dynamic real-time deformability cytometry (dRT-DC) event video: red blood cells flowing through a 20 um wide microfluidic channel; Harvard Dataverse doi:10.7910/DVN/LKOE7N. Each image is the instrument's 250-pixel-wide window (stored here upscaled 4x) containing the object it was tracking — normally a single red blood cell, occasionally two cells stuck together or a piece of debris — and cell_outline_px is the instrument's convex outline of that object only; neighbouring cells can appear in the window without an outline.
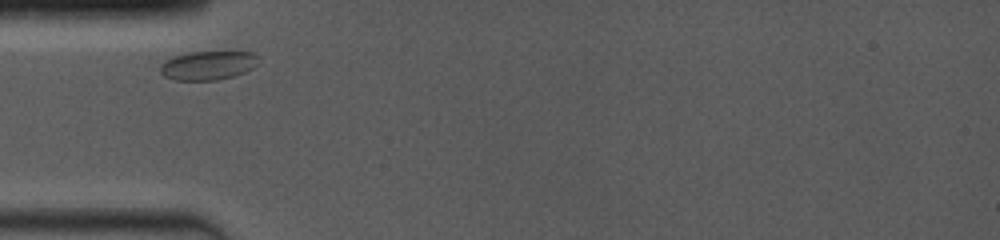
{"species": "common noctule bat (a hibernating species)", "species_latin": "Nyctalus noctula", "temperature_condition": "room temperature", "stored_images_in_passage": 27, "camera_frame_rate_fps": 4000, "um_per_image_px": 0.085, "animal": {"sex": "female", "body_mass_g": 19.0, "forearm_length_mm": 53.3}, "frame": {"image": 1, "passage_image": 1, "time_ms": 0.0, "image_size_px": [1000, 240], "cell_outline_px": [[260, 56], [252, 68], [244, 72], [220, 80], [176, 80], [164, 76], [160, 72], [160, 64], [164, 60], [188, 52], [256, 52]], "centroid_in_image_um": [17.67, 5.55], "position_along_channel_um": 67.3, "area_um2": 16.53}}
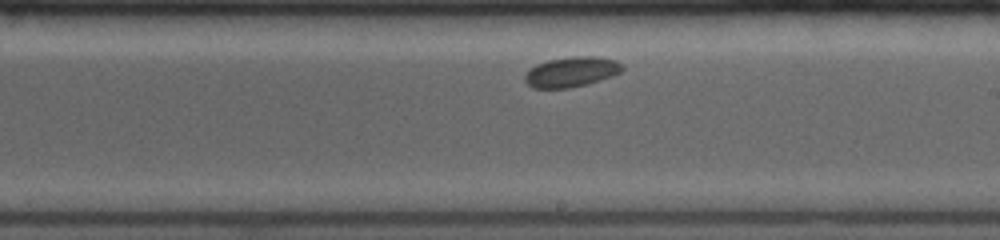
{"frame": {"image": 2, "passage_image": 17, "time_ms": 4.75, "image_size_px": [1000, 240], "cell_outline_px": [[624, 68], [620, 72], [612, 76], [584, 84], [568, 88], [532, 88], [524, 80], [524, 76], [536, 64], [548, 60], [572, 56], [596, 56], [616, 60]], "centroid_in_image_um": [48.56, 6.1], "position_along_channel_um": 240.4, "area_um2": 16.88}}
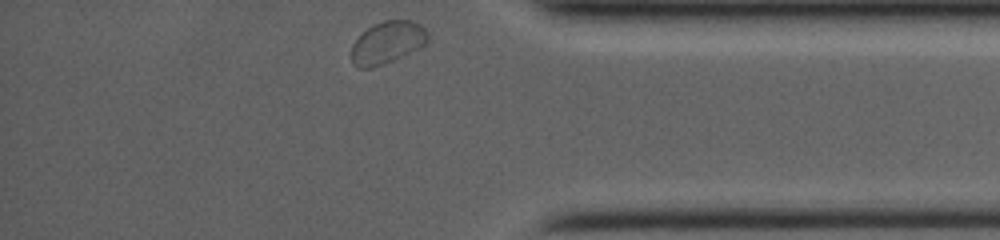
{"frame": {"image": 3, "passage_image": 27, "time_ms": 9.25, "image_size_px": [1000, 240], "cell_outline_px": [[428, 40], [420, 48], [384, 64], [372, 68], [360, 68], [352, 64], [352, 44], [372, 24], [384, 20], [412, 20], [420, 24], [428, 32]], "centroid_in_image_um": [32.94, 3.61], "position_along_channel_um": 402.3, "area_um2": 18.79}}